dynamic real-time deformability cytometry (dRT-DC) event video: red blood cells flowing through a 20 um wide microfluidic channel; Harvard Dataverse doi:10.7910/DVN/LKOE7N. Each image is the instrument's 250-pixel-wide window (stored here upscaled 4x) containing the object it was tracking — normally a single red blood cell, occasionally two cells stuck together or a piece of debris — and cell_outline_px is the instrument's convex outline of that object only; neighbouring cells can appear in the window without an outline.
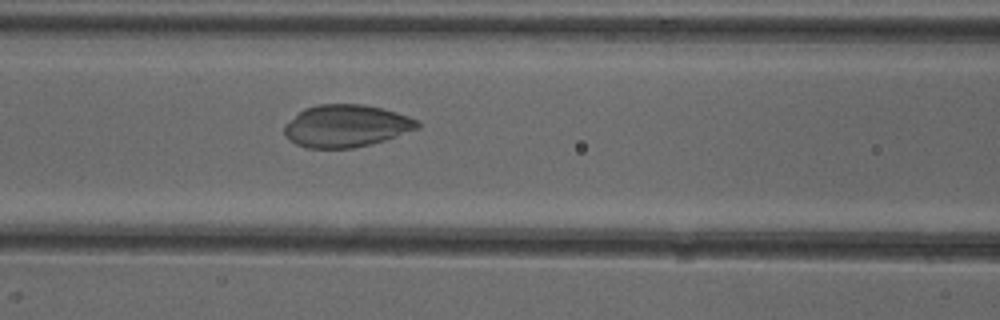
{"species": "common noctule bat (a hibernating species)", "species_latin": "Nyctalus noctula", "temperature_condition": "cold", "stored_images_in_passage": 44, "camera_frame_rate_fps": 3000, "um_per_image_px": 0.085, "animal": {"sex": "female"}, "frame": {"image": 1, "passage_image": 22, "time_ms": 7.0, "image_size_px": [1000, 320], "cell_outline_px": [[420, 128], [384, 140], [352, 148], [308, 148], [296, 144], [288, 140], [284, 132], [284, 124], [304, 108], [320, 104], [364, 104], [384, 108], [408, 116], [416, 120], [420, 124]], "centroid_in_image_um": [29.41, 10.69], "position_along_channel_um": 137.2, "area_um2": 32.83}}
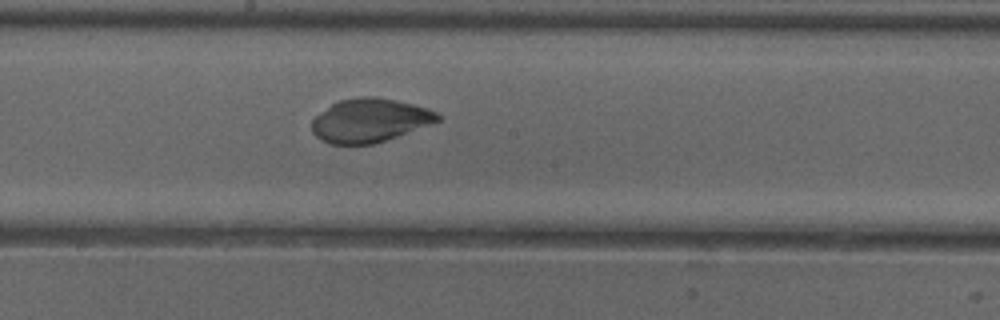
{"frame": {"image": 2, "passage_image": 28, "time_ms": 9.0, "image_size_px": [1000, 320], "cell_outline_px": [[440, 120], [396, 136], [372, 144], [332, 144], [320, 140], [312, 132], [312, 120], [316, 116], [332, 104], [340, 100], [360, 96], [376, 96], [396, 100], [428, 108], [436, 112], [440, 116]], "centroid_in_image_um": [31.4, 10.22], "position_along_channel_um": 216.8, "area_um2": 31.62}}
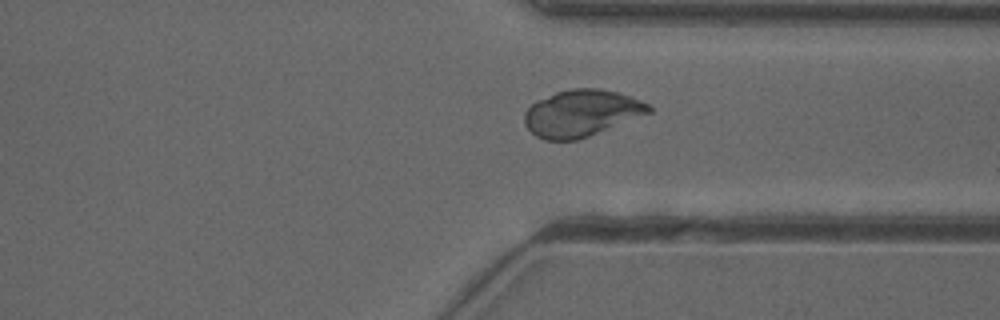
{"frame": {"image": 3, "passage_image": 39, "time_ms": 12.667, "image_size_px": [1000, 320], "cell_outline_px": [[652, 112], [588, 136], [576, 140], [544, 140], [536, 136], [524, 124], [524, 112], [536, 100], [556, 92], [572, 88], [600, 88], [616, 92], [640, 100], [648, 104], [652, 108]], "centroid_in_image_um": [49.4, 9.61], "position_along_channel_um": 362.0, "area_um2": 33.64}}